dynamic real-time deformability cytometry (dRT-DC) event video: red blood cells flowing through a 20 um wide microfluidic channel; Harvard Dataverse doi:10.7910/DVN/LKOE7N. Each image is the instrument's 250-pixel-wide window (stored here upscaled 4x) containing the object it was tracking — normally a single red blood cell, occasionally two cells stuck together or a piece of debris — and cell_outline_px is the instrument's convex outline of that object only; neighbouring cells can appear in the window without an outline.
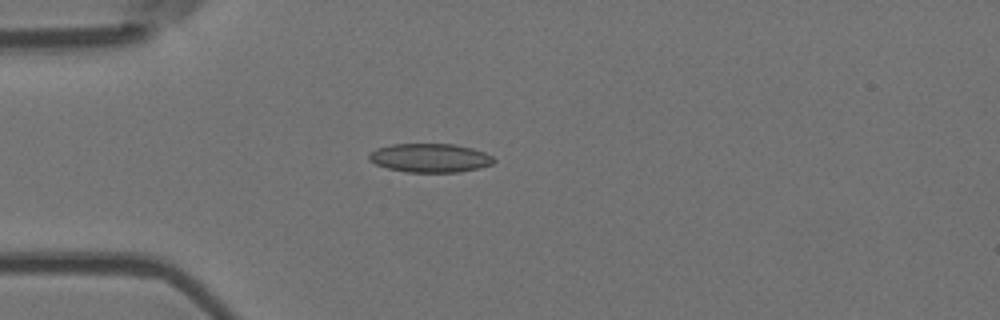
{"species": "Egyptian fruit bat (a non-hibernating species)", "species_latin": "Rousettus aegyptiacus", "temperature_condition": "room temperature", "stored_images_in_passage": 6, "camera_frame_rate_fps": 3000, "um_per_image_px": 0.085, "animal": {"sex": "female"}, "frame": {"image": 1, "passage_image": 5, "time_ms": 1.333, "image_size_px": [1000, 320], "cell_outline_px": [[496, 160], [492, 164], [460, 172], [408, 172], [388, 168], [376, 164], [368, 160], [368, 152], [376, 148], [392, 144], [452, 144], [472, 148], [484, 152], [492, 156]], "centroid_in_image_um": [36.51, 13.42], "position_along_channel_um": 48.5, "area_um2": 20.92}}